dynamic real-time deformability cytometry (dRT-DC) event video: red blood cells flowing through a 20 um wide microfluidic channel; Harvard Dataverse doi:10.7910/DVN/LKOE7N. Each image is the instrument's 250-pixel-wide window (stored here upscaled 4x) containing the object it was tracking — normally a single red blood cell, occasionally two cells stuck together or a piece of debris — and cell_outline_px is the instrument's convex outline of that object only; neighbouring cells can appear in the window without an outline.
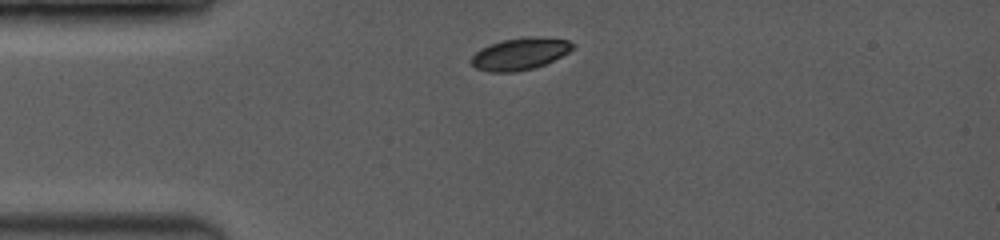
{"species": "common noctule bat (a hibernating species)", "species_latin": "Nyctalus noctula", "temperature_condition": "room temperature", "stored_images_in_passage": 12, "camera_frame_rate_fps": 3500, "um_per_image_px": 0.085, "animal": {"sex": "female", "body_mass_g": 19.0, "forearm_length_mm": 53.3}, "frame": {"image": 1, "passage_image": 1, "time_ms": 0.0, "image_size_px": [1000, 240], "cell_outline_px": [[576, 44], [568, 52], [544, 64], [532, 68], [516, 72], [488, 72], [476, 68], [472, 64], [472, 56], [476, 52], [492, 44], [504, 40], [568, 40]], "centroid_in_image_um": [44.14, 4.65], "position_along_channel_um": 40.9, "area_um2": 17.51}}
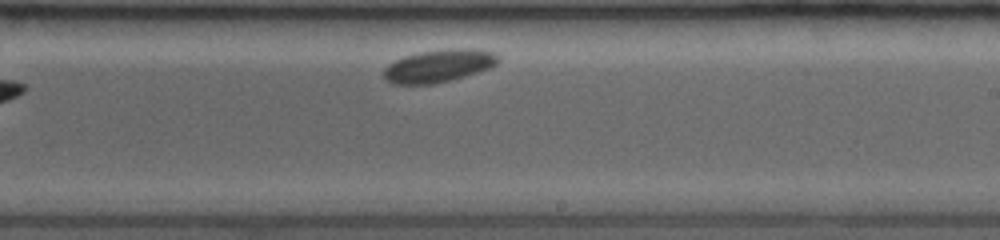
{"frame": {"image": 2, "passage_image": 12, "time_ms": 6.857, "image_size_px": [1000, 240], "cell_outline_px": [[500, 60], [496, 64], [488, 68], [464, 76], [432, 84], [392, 84], [384, 80], [384, 68], [388, 64], [404, 56], [420, 52], [448, 48], [476, 48], [492, 52], [500, 56]], "centroid_in_image_um": [37.28, 5.58], "position_along_channel_um": 251.7, "area_um2": 21.79}}